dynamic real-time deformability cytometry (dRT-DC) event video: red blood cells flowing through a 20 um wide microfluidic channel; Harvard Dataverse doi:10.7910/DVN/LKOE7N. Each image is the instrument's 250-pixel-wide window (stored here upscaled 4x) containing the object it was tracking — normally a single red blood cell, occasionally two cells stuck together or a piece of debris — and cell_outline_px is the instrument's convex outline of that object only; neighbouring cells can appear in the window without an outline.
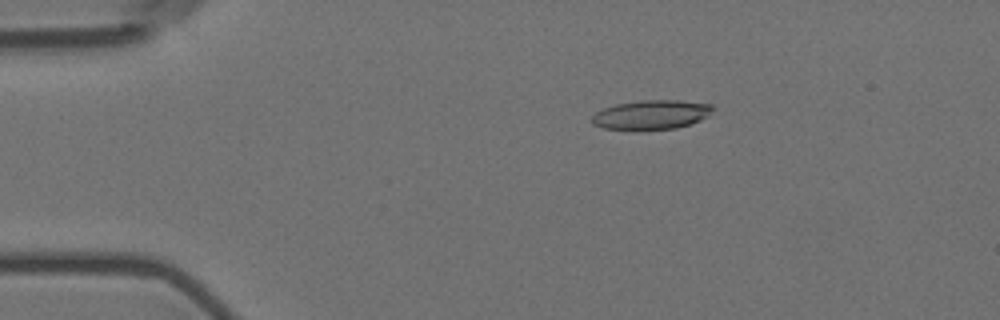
{"species": "Egyptian fruit bat (a non-hibernating species)", "species_latin": "Rousettus aegyptiacus", "temperature_condition": "room temperature", "stored_images_in_passage": 57, "camera_frame_rate_fps": 3000, "um_per_image_px": 0.085, "animal": {"sex": "female"}, "frame": {"image": 1, "passage_image": 11, "time_ms": 3.333, "image_size_px": [1000, 320], "cell_outline_px": [[716, 108], [708, 116], [692, 124], [676, 128], [636, 132], [632, 132], [604, 128], [592, 124], [592, 116], [596, 112], [604, 108], [616, 104], [640, 100], [680, 100], [712, 104]], "centroid_in_image_um": [55.37, 9.78], "position_along_channel_um": 29.6, "area_um2": 21.44}}
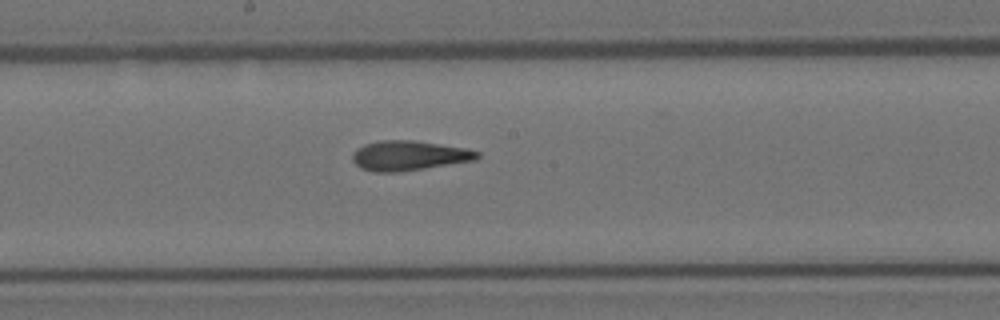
{"frame": {"image": 2, "passage_image": 31, "time_ms": 10.0, "image_size_px": [1000, 320], "cell_outline_px": [[480, 156], [476, 160], [400, 172], [372, 172], [360, 168], [352, 160], [352, 152], [356, 148], [364, 144], [380, 140], [412, 140], [468, 148], [480, 152]], "centroid_in_image_um": [34.74, 13.23], "position_along_channel_um": 213.5, "area_um2": 21.91}}
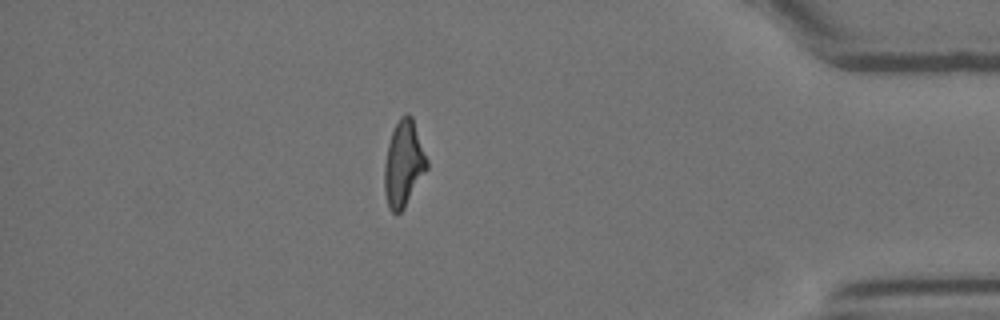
{"frame": {"image": 3, "passage_image": 50, "time_ms": 16.333, "image_size_px": [1000, 320], "cell_outline_px": [[428, 168], [404, 208], [396, 216], [388, 208], [384, 192], [384, 164], [388, 144], [392, 132], [400, 116], [404, 112], [408, 112], [412, 116], [428, 160]], "centroid_in_image_um": [34.3, 13.92], "position_along_channel_um": 400.9, "area_um2": 21.5}, "authors_computed_cell_mechanics": {"area_um2": 21.3282, "velocity_mm_per_s": 3.5914, "shape_relaxation_time_tau1_ms": null, "shape_relaxation_time_tau2_ms": 1.7082, "deformation_change_tau1": null, "deformation_change_tau2": 0.1126}}